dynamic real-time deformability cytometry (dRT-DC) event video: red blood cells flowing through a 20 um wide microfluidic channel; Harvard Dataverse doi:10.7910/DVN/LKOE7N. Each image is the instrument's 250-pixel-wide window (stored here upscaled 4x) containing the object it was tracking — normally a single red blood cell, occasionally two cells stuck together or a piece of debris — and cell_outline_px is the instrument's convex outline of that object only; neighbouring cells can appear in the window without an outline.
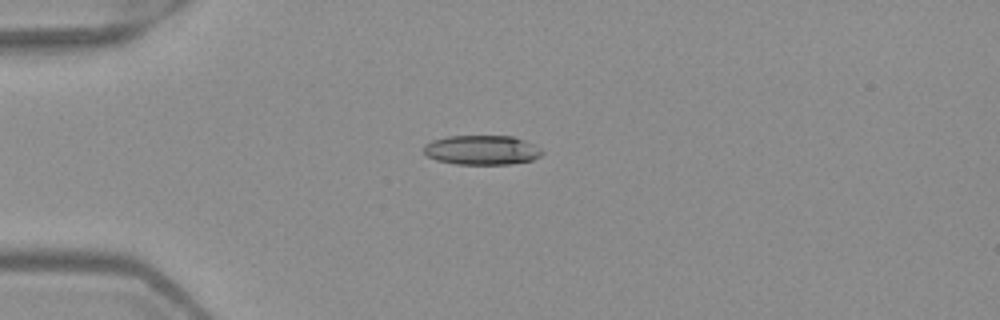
{"species": "Egyptian fruit bat (a non-hibernating species)", "species_latin": "Rousettus aegyptiacus", "temperature_condition": "warm", "stored_images_in_passage": 5, "camera_frame_rate_fps": 3000, "um_per_image_px": 0.085, "frame": {"image": 1, "passage_image": 3, "time_ms": 0.667, "image_size_px": [1000, 320], "cell_outline_px": [[544, 152], [540, 156], [532, 160], [508, 164], [456, 164], [436, 160], [428, 156], [424, 152], [424, 144], [432, 140], [448, 136], [512, 136], [536, 144]], "centroid_in_image_um": [40.97, 12.75], "position_along_channel_um": 44.0, "area_um2": 20.4}}
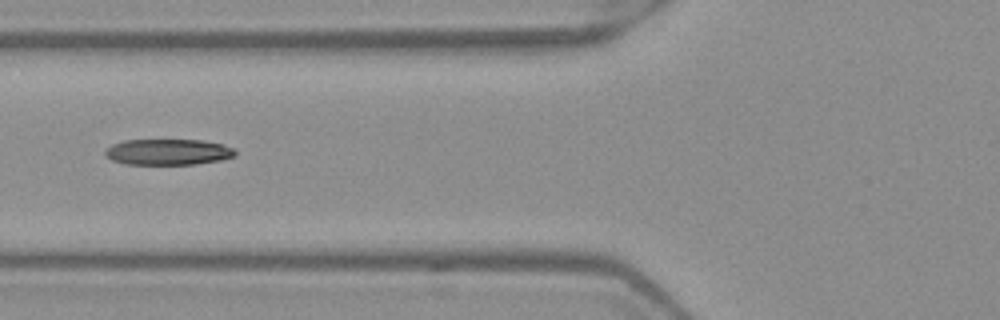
{"frame": {"image": 2, "passage_image": 5, "time_ms": 1.333, "image_size_px": [1000, 320], "cell_outline_px": [[236, 156], [220, 160], [196, 164], [124, 164], [112, 160], [104, 156], [104, 152], [112, 144], [124, 140], [204, 140], [224, 144], [236, 148]], "centroid_in_image_um": [14.32, 12.91], "position_along_channel_um": 111.5, "area_um2": 19.88}}